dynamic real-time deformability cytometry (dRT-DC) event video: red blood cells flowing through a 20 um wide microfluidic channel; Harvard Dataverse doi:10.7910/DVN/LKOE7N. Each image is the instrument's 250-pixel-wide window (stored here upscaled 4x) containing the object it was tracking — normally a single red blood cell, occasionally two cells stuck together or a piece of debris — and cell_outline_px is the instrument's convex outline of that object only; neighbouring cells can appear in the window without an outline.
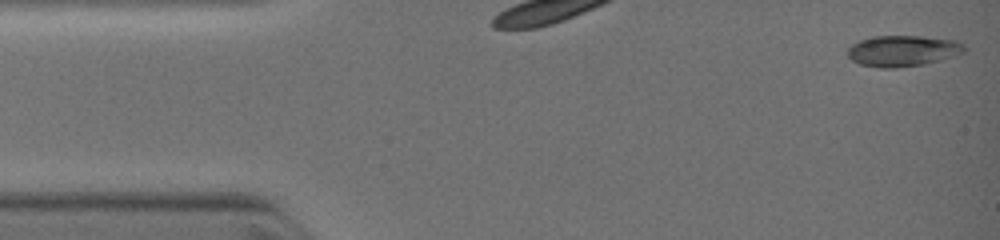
{"species": "common noctule bat (a hibernating species)", "species_latin": "Nyctalus noctula", "temperature_condition": "warm", "stored_images_in_passage": 7, "camera_frame_rate_fps": 3000, "um_per_image_px": 0.085, "animal": {"sex": "female", "body_mass_g": 19.0, "forearm_length_mm": 51.5}, "frame": {"image": 1, "passage_image": 1, "time_ms": 0.0, "image_size_px": [1000, 240], "cell_outline_px": [[968, 48], [964, 52], [940, 60], [924, 64], [896, 68], [880, 68], [860, 64], [852, 60], [848, 56], [848, 48], [852, 44], [860, 40], [876, 36], [924, 36], [956, 40], [964, 44]], "centroid_in_image_um": [76.76, 4.32], "position_along_channel_um": 8.2, "area_um2": 21.15}}
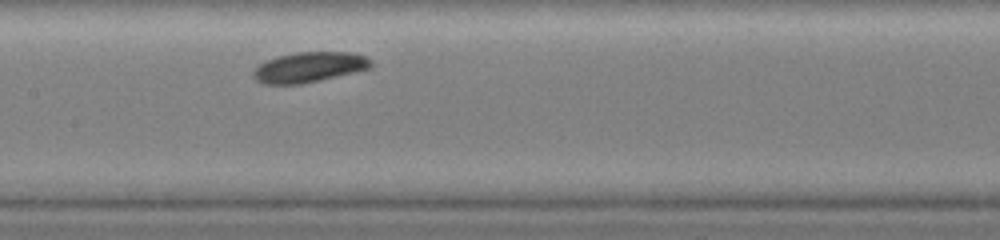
{"frame": {"image": 2, "passage_image": 5, "time_ms": 3.333, "image_size_px": [1000, 240], "cell_outline_px": [[372, 68], [320, 80], [300, 84], [264, 84], [256, 80], [252, 76], [252, 72], [264, 60], [276, 56], [296, 52], [356, 52], [372, 60]], "centroid_in_image_um": [26.28, 5.7], "position_along_channel_um": 181.1, "area_um2": 20.92}}
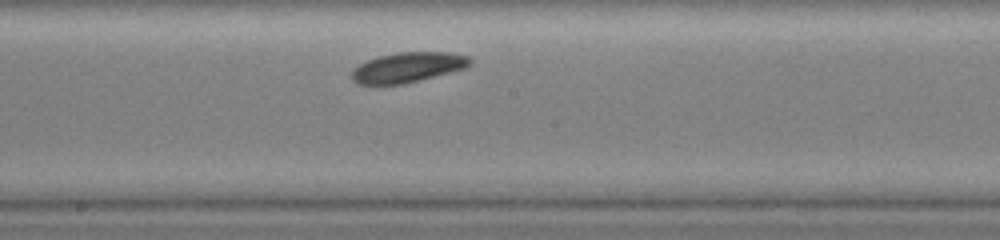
{"frame": {"image": 3, "passage_image": 7, "time_ms": 4.0, "image_size_px": [1000, 240], "cell_outline_px": [[472, 64], [464, 68], [420, 80], [404, 84], [356, 84], [352, 80], [352, 72], [360, 64], [368, 60], [380, 56], [396, 52], [452, 52], [468, 56], [472, 60]], "centroid_in_image_um": [34.69, 5.72], "position_along_channel_um": 213.5, "area_um2": 20.58}}